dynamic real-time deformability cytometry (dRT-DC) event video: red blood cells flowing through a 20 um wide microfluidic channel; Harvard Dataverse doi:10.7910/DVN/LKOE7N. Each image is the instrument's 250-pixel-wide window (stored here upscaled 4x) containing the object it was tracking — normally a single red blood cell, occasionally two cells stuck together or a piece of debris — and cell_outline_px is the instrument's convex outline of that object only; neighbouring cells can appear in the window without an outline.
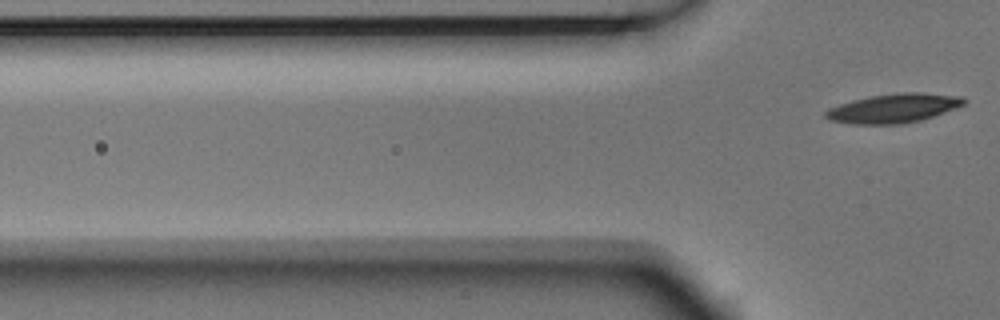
{"species": "Egyptian fruit bat (a non-hibernating species)", "species_latin": "Rousettus aegyptiacus", "temperature_condition": "room temperature", "stored_images_in_passage": 4, "camera_frame_rate_fps": 3000, "um_per_image_px": 0.085, "animal": {"sex": "male"}, "frame": {"image": 1, "passage_image": 4, "time_ms": 1.0, "image_size_px": [1000, 320], "cell_outline_px": [[968, 100], [964, 104], [956, 108], [920, 120], [900, 124], [852, 124], [828, 120], [824, 116], [824, 112], [828, 108], [852, 100], [872, 96], [900, 92], [920, 92], [964, 96]], "centroid_in_image_um": [75.96, 9.19], "position_along_channel_um": 49.8, "area_um2": 23.52}}